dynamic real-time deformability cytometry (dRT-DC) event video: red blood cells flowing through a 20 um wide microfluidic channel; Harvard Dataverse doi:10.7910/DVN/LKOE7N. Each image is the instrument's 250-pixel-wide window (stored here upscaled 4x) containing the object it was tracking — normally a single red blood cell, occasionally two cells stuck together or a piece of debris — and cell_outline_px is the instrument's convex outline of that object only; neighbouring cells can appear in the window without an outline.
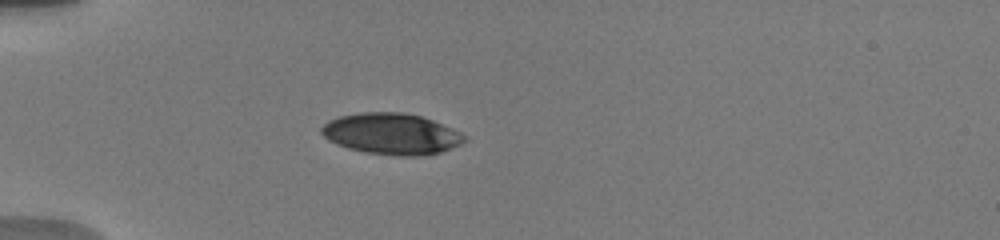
{"species": "human", "species_latin": "Homo sapiens", "temperature_condition": "warm", "stored_images_in_passage": 16, "camera_frame_rate_fps": 3000, "um_per_image_px": 0.085, "donor": {"sex": "male"}, "frame": {"image": 1, "passage_image": 1, "time_ms": 0.0, "image_size_px": [1000, 240], "cell_outline_px": [[468, 140], [460, 144], [440, 152], [420, 156], [396, 156], [364, 152], [348, 148], [336, 144], [328, 140], [320, 132], [320, 128], [328, 120], [340, 116], [360, 112], [400, 112], [420, 116], [432, 120], [460, 132], [468, 136]], "centroid_in_image_um": [33.26, 11.38], "position_along_channel_um": 51.7, "area_um2": 34.39}}
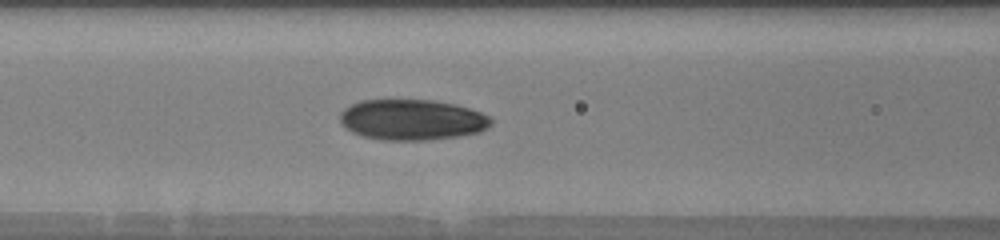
{"frame": {"image": 2, "passage_image": 8, "time_ms": 2.667, "image_size_px": [1000, 240], "cell_outline_px": [[492, 124], [488, 128], [480, 132], [456, 136], [424, 140], [384, 140], [364, 136], [352, 132], [340, 120], [340, 112], [344, 108], [360, 100], [432, 100], [456, 104], [492, 116]], "centroid_in_image_um": [35.06, 10.17], "position_along_channel_um": 131.5, "area_um2": 35.72}}
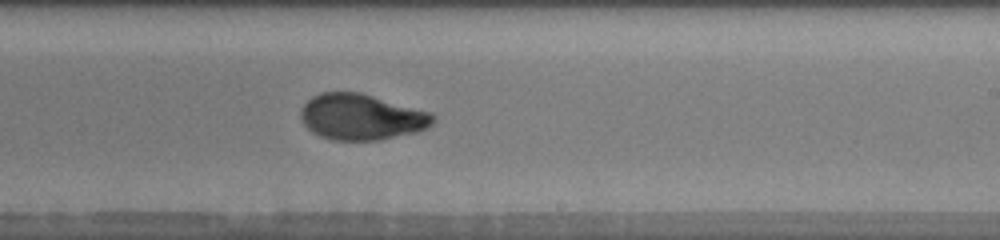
{"frame": {"image": 3, "passage_image": 16, "time_ms": 6.0, "image_size_px": [1000, 240], "cell_outline_px": [[436, 120], [428, 128], [416, 132], [380, 140], [332, 140], [320, 136], [312, 132], [304, 124], [300, 116], [300, 112], [304, 104], [312, 96], [320, 92], [360, 92], [432, 112], [436, 116]], "centroid_in_image_um": [30.75, 9.94], "position_along_channel_um": 258.3, "area_um2": 35.66}}